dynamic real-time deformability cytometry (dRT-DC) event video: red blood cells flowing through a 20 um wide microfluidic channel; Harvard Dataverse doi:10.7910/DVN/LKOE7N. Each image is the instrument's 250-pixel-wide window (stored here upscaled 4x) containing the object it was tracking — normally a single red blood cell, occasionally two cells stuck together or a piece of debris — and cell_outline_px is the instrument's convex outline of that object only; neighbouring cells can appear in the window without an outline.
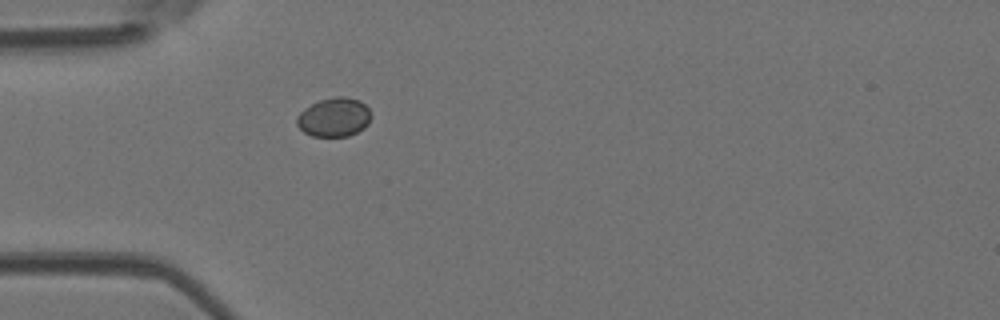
{"species": "Egyptian fruit bat (a non-hibernating species)", "species_latin": "Rousettus aegyptiacus", "temperature_condition": "room temperature", "stored_images_in_passage": 1, "camera_frame_rate_fps": 3000, "um_per_image_px": 0.085, "animal": {"sex": "female"}, "frame": {"image": 1, "passage_image": 1, "time_ms": 0.0, "image_size_px": [1000, 320], "cell_outline_px": [[372, 116], [368, 124], [364, 128], [348, 136], [312, 136], [304, 132], [296, 124], [296, 116], [304, 108], [320, 100], [336, 96], [344, 96], [360, 100], [368, 108]], "centroid_in_image_um": [28.4, 9.96], "position_along_channel_um": 56.6, "area_um2": 16.94}}